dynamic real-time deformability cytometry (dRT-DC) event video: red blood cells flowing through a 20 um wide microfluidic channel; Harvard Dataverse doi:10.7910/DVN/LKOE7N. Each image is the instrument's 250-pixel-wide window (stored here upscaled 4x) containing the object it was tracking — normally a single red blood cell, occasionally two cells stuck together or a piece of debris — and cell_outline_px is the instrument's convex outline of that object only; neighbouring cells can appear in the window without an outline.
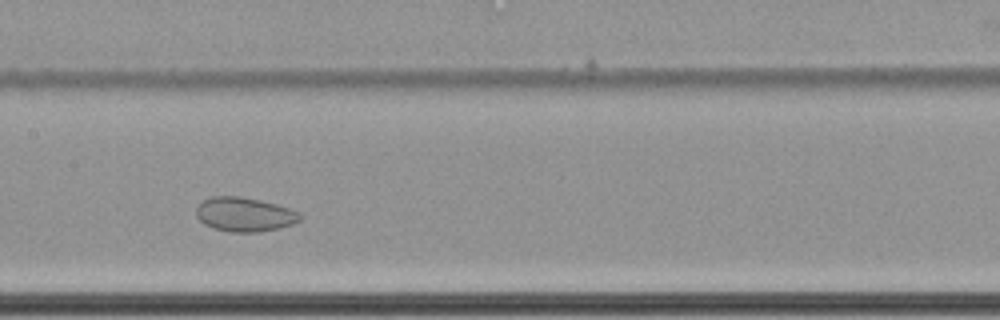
{"species": "common noctule bat (a hibernating species)", "species_latin": "Nyctalus noctula", "temperature_condition": "cold", "stored_images_in_passage": 44, "camera_frame_rate_fps": 3000, "um_per_image_px": 0.085, "animal": {"sex": "female", "body_mass_g": 22.7, "forearm_length_mm": 54.2}, "frame": {"image": 1, "passage_image": 15, "time_ms": 4.667, "image_size_px": [1000, 320], "cell_outline_px": [[300, 220], [292, 224], [280, 228], [260, 232], [232, 232], [212, 228], [204, 224], [196, 216], [196, 208], [200, 200], [212, 196], [240, 196], [260, 200], [276, 204], [288, 208], [296, 212], [300, 216]], "centroid_in_image_um": [20.72, 18.22], "position_along_channel_um": 186.7, "area_um2": 20.75}}
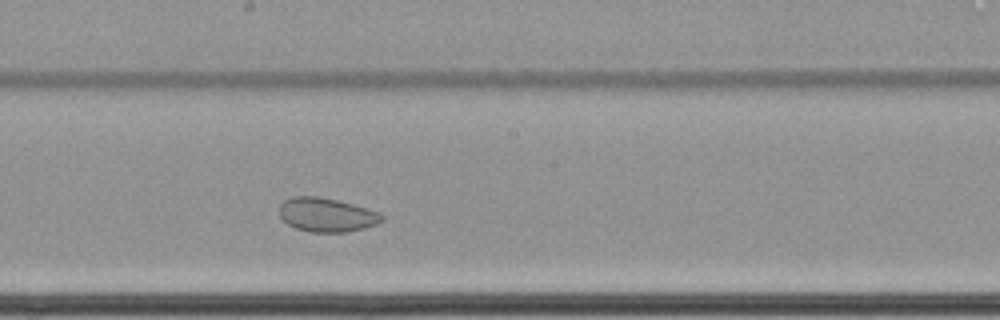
{"frame": {"image": 2, "passage_image": 18, "time_ms": 5.667, "image_size_px": [1000, 320], "cell_outline_px": [[384, 220], [376, 224], [364, 228], [348, 232], [308, 232], [296, 228], [288, 224], [280, 216], [280, 204], [284, 200], [292, 196], [316, 196], [336, 200], [368, 208], [380, 212], [384, 216]], "centroid_in_image_um": [27.78, 18.26], "position_along_channel_um": 220.4, "area_um2": 20.35}}
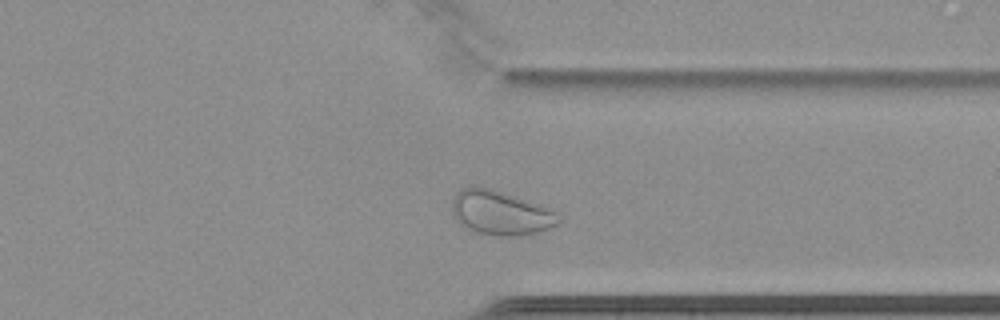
{"frame": {"image": 3, "passage_image": 31, "time_ms": 10.0, "image_size_px": [1000, 320], "cell_outline_px": [[560, 220], [556, 224], [548, 228], [536, 232], [516, 236], [496, 236], [476, 232], [460, 224], [456, 220], [452, 212], [452, 200], [456, 192], [460, 188], [472, 184], [492, 188], [544, 208], [552, 212]], "centroid_in_image_um": [42.4, 18.07], "position_along_channel_um": 369.0, "area_um2": 26.99}, "authors_computed_cell_mechanics": {"area_um2": 23.8714, "velocity_mm_per_s": 3.3957, "shape_relaxation_time_tau1_ms": null, "shape_relaxation_time_tau2_ms": 3.2296, "deformation_change_tau1": null, "deformation_change_tau2": 0.0421}}